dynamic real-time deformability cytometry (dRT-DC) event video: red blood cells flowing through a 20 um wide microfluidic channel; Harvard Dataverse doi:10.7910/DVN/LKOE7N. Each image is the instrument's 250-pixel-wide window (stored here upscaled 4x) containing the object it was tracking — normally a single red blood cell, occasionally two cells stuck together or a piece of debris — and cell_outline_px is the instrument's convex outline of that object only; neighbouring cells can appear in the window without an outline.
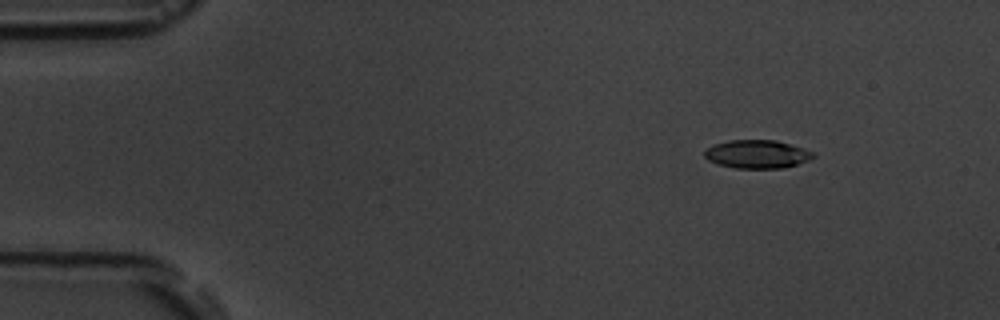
{"species": "common noctule bat (a hibernating species)", "species_latin": "Nyctalus noctula", "temperature_condition": "room temperature", "stored_images_in_passage": 4, "camera_frame_rate_fps": 3000, "um_per_image_px": 0.085, "animal": {"sex": "male", "body_mass_g": 19.5, "forearm_length_mm": 54.6}, "frame": {"image": 1, "passage_image": 2, "time_ms": 1.333, "image_size_px": [1000, 320], "cell_outline_px": [[816, 156], [808, 160], [784, 168], [736, 168], [720, 164], [708, 160], [704, 156], [704, 148], [712, 144], [728, 140], [776, 140], [812, 152]], "centroid_in_image_um": [64.28, 13.09], "position_along_channel_um": 20.7, "area_um2": 17.8}}
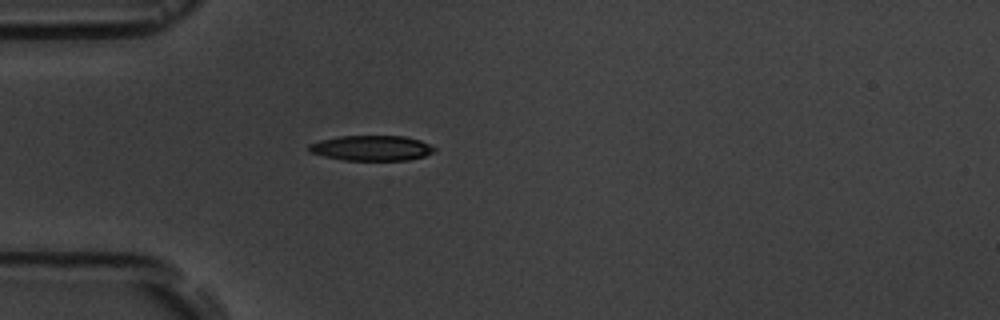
{"frame": {"image": 2, "passage_image": 4, "time_ms": 4.333, "image_size_px": [1000, 320], "cell_outline_px": [[436, 148], [432, 152], [424, 156], [408, 160], [344, 160], [324, 156], [308, 152], [308, 144], [320, 140], [340, 136], [404, 136], [420, 140]], "centroid_in_image_um": [31.55, 12.58], "position_along_channel_um": 53.5, "area_um2": 18.38}}